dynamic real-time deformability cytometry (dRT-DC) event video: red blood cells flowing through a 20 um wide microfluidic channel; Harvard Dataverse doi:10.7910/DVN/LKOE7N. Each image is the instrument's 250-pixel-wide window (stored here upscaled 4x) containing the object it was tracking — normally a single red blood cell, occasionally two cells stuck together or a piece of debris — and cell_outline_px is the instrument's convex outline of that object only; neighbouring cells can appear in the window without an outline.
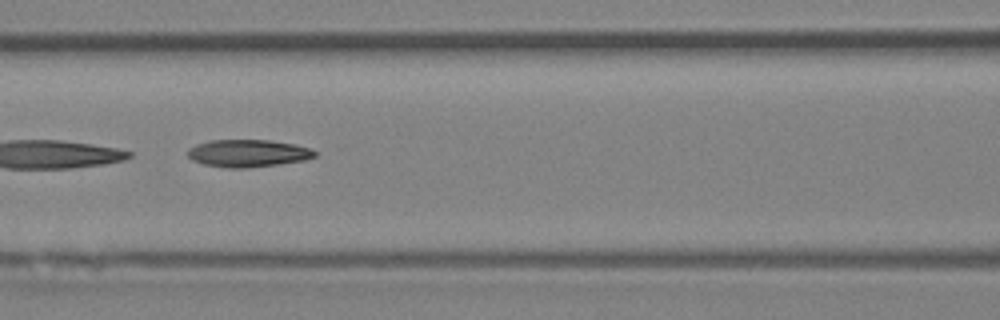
{"species": "Egyptian fruit bat (a non-hibernating species)", "species_latin": "Rousettus aegyptiacus", "temperature_condition": "room temperature", "stored_images_in_passage": 47, "camera_frame_rate_fps": 3000, "um_per_image_px": 0.085, "animal": {"sex": "female"}, "frame": {"image": 1, "passage_image": 21, "time_ms": 6.667, "image_size_px": [1000, 320], "cell_outline_px": [[320, 152], [316, 156], [304, 160], [248, 168], [228, 168], [204, 164], [192, 160], [188, 156], [188, 148], [196, 144], [212, 140], [268, 140], [296, 144], [312, 148]], "centroid_in_image_um": [21.12, 13.02], "position_along_channel_um": 145.5, "area_um2": 20.4}, "authors_computed_cell_mechanics": {"area_um2": 20.2878, "velocity_mm_per_s": 4.2188, "shape_relaxation_time_tau1_ms": 7.6108, "shape_relaxation_time_tau2_ms": 3.6261, "deformation_change_tau1": 0.2448, "deformation_change_tau2": 0.1386}}